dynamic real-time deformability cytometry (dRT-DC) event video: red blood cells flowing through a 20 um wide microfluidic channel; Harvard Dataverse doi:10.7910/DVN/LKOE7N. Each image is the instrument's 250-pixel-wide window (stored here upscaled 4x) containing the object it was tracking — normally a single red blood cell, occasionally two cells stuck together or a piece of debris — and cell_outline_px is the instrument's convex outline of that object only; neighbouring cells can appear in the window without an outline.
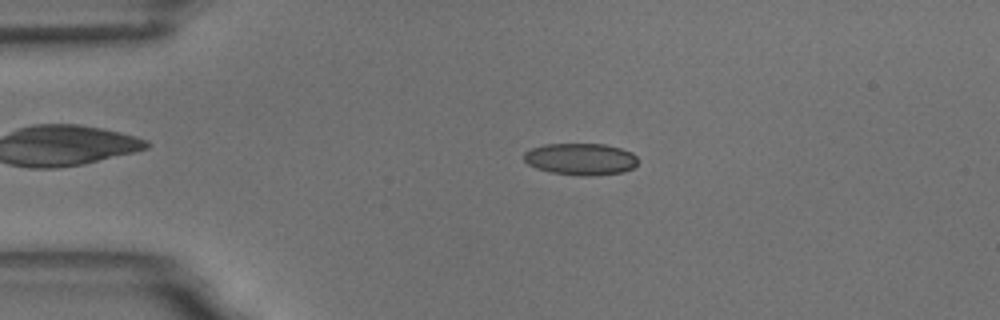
{"species": "common noctule bat (a hibernating species)", "species_latin": "Nyctalus noctula", "temperature_condition": "room temperature", "stored_images_in_passage": 4, "camera_frame_rate_fps": 3000, "um_per_image_px": 0.085, "animal": {"sex": "male", "body_mass_g": 18.8}, "frame": {"image": 1, "passage_image": 3, "time_ms": 2.333, "image_size_px": [1000, 320], "cell_outline_px": [[636, 164], [632, 168], [624, 172], [588, 176], [580, 176], [552, 172], [536, 168], [528, 164], [524, 160], [524, 152], [532, 148], [544, 144], [604, 144], [620, 148], [632, 152], [636, 156]], "centroid_in_image_um": [49.35, 13.52], "position_along_channel_um": 35.7, "area_um2": 21.1}}